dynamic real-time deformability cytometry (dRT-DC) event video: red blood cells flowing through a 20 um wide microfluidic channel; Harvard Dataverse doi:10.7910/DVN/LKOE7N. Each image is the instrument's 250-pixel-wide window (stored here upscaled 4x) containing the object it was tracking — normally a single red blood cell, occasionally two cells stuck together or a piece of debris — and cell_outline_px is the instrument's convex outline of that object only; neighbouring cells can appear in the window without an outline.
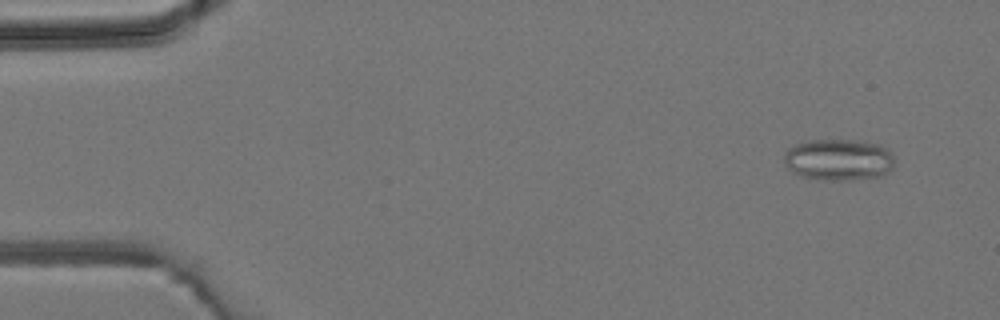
{"species": "common noctule bat (a hibernating species)", "species_latin": "Nyctalus noctula", "temperature_condition": "room temperature", "stored_images_in_passage": 6, "camera_frame_rate_fps": 3000, "um_per_image_px": 0.085, "animal": {"sex": "male", "body_mass_g": 19.2, "forearm_length_mm": 51.8}, "frame": {"image": 1, "passage_image": 2, "time_ms": 1.0, "image_size_px": [1000, 320], "cell_outline_px": [[892, 168], [888, 172], [880, 176], [852, 180], [824, 180], [800, 176], [792, 172], [784, 164], [784, 148], [792, 144], [808, 140], [856, 140], [880, 144], [888, 148], [892, 156]], "centroid_in_image_um": [71.22, 13.56], "position_along_channel_um": 13.8, "area_um2": 27.17}}